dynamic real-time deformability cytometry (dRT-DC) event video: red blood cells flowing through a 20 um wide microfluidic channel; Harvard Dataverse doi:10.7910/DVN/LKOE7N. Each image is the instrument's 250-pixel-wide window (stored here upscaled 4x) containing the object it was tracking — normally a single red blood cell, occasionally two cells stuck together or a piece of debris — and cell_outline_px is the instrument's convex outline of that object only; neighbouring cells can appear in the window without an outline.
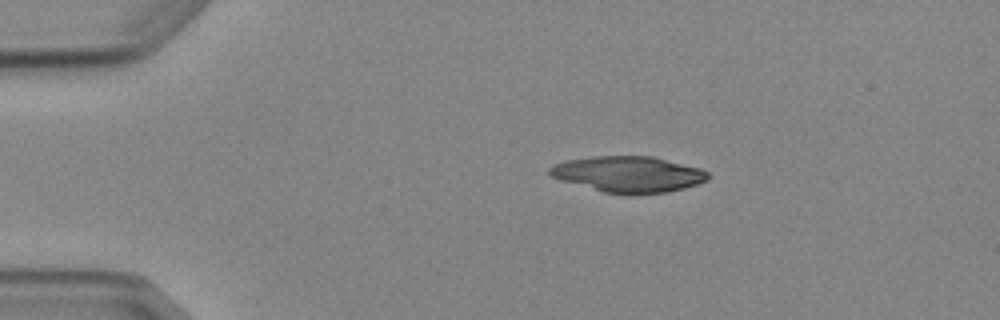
{"species": "Egyptian fruit bat (a non-hibernating species)", "species_latin": "Rousettus aegyptiacus", "temperature_condition": "cold", "stored_images_in_passage": 4, "camera_frame_rate_fps": 3000, "um_per_image_px": 0.085, "animal": {"sex": "female"}, "frame": {"image": 1, "passage_image": 1, "time_ms": 0.0, "image_size_px": [1000, 320], "cell_outline_px": [[708, 180], [684, 188], [668, 192], [604, 192], [560, 180], [552, 176], [548, 172], [548, 168], [556, 164], [568, 160], [596, 156], [652, 156], [700, 168], [708, 172]], "centroid_in_image_um": [53.41, 14.78], "position_along_channel_um": 31.6, "area_um2": 32.37}}